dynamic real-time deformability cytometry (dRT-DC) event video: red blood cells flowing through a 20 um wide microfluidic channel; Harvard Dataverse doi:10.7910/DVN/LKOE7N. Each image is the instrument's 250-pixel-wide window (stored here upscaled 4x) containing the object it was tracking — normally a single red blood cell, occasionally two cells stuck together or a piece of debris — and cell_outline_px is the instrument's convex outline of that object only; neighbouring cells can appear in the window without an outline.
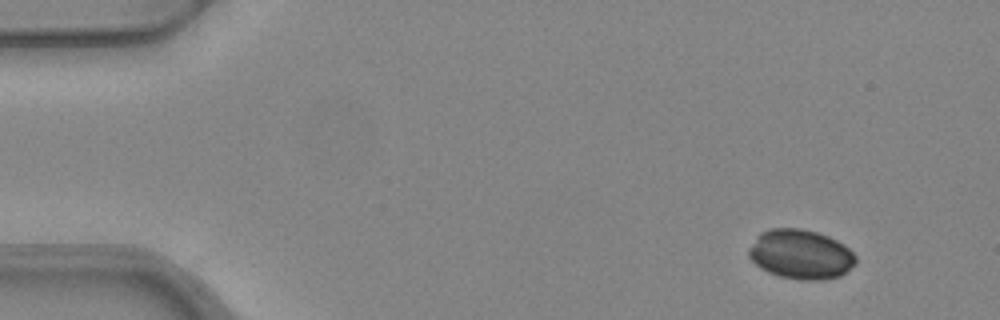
{"species": "common noctule bat (a hibernating species)", "species_latin": "Nyctalus noctula", "temperature_condition": "warm", "stored_images_in_passage": 2, "camera_frame_rate_fps": 3000, "um_per_image_px": 0.085, "animal": {"sex": "female", "body_mass_g": 24.6, "forearm_length_mm": 56.2}, "frame": {"image": 1, "passage_image": 2, "time_ms": 0.333, "image_size_px": [1000, 320], "cell_outline_px": [[856, 264], [840, 276], [824, 280], [800, 280], [780, 276], [768, 272], [760, 268], [748, 256], [748, 248], [756, 236], [760, 232], [768, 228], [800, 228], [816, 232], [828, 236], [844, 244], [856, 256]], "centroid_in_image_um": [68.04, 21.61], "position_along_channel_um": 17.0, "area_um2": 31.1}}